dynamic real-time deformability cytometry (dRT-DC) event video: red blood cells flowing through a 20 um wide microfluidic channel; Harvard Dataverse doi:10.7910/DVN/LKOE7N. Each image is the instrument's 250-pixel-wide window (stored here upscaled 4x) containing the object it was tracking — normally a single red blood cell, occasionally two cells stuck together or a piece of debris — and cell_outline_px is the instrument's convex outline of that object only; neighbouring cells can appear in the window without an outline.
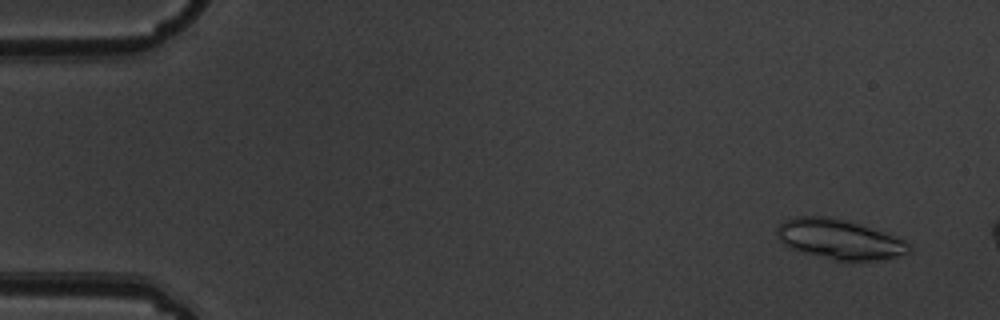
{"species": "common noctule bat (a hibernating species)", "species_latin": "Nyctalus noctula", "temperature_condition": "warm", "stored_images_in_passage": 4, "camera_frame_rate_fps": 3000, "um_per_image_px": 0.085, "animal": {"sex": "male", "body_mass_g": 19.5, "forearm_length_mm": 54.6}, "frame": {"image": 1, "passage_image": 1, "time_ms": 0.0, "image_size_px": [1000, 320], "cell_outline_px": [[912, 248], [908, 252], [880, 260], [852, 264], [804, 252], [792, 248], [784, 244], [780, 240], [776, 232], [776, 228], [784, 220], [796, 216], [824, 216], [844, 220], [884, 232], [904, 240]], "centroid_in_image_um": [71.34, 20.36], "position_along_channel_um": 13.7, "area_um2": 30.63}}